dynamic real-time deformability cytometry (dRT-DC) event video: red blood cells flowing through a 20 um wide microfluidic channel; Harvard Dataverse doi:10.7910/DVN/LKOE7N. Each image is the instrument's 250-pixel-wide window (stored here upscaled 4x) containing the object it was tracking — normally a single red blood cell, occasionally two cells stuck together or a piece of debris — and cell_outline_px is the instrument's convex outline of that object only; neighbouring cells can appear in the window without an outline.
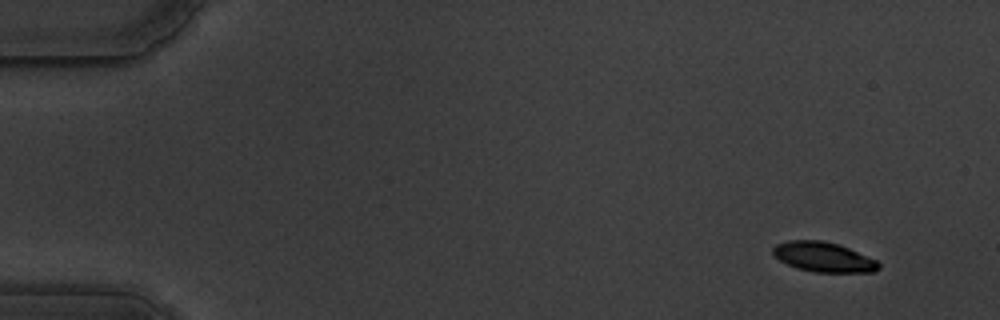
{"species": "common noctule bat (a hibernating species)", "species_latin": "Nyctalus noctula", "temperature_condition": "warm", "stored_images_in_passage": 55, "camera_frame_rate_fps": 3000, "um_per_image_px": 0.085, "animal": {"sex": "male", "body_mass_g": 19.5, "forearm_length_mm": 54.6}, "frame": {"image": 1, "passage_image": 1, "time_ms": 0.0, "image_size_px": [1000, 320], "cell_outline_px": [[880, 268], [872, 272], [812, 272], [796, 268], [780, 260], [772, 252], [772, 248], [776, 244], [788, 240], [824, 240], [840, 244], [876, 260], [880, 264]], "centroid_in_image_um": [69.99, 21.84], "position_along_channel_um": 15.0, "area_um2": 18.44}}
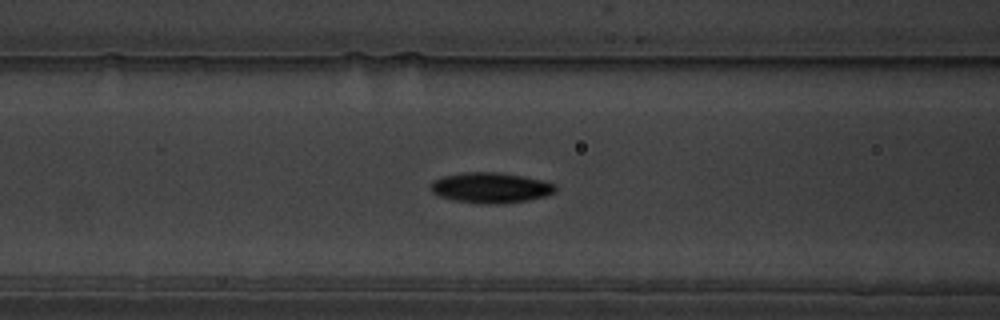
{"frame": {"image": 2, "passage_image": 21, "time_ms": 6.667, "image_size_px": [1000, 320], "cell_outline_px": [[556, 192], [548, 196], [528, 200], [492, 204], [488, 204], [456, 200], [440, 196], [432, 192], [432, 184], [436, 180], [444, 176], [460, 172], [496, 172], [524, 176], [544, 180], [556, 184]], "centroid_in_image_um": [41.79, 15.94], "position_along_channel_um": 124.8, "area_um2": 21.96}}
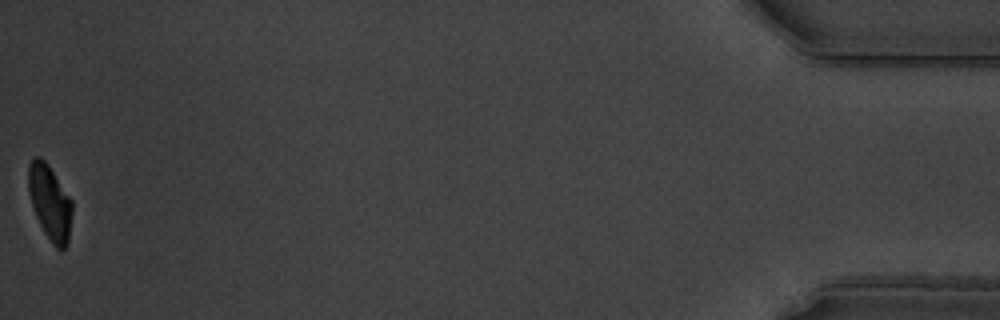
{"frame": {"image": 3, "passage_image": 55, "time_ms": 18.0, "image_size_px": [1000, 320], "cell_outline_px": [[72, 212], [68, 244], [64, 248], [56, 248], [52, 244], [44, 232], [36, 216], [28, 192], [28, 164], [36, 156], [40, 156], [48, 164], [72, 200]], "centroid_in_image_um": [4.24, 17.19], "position_along_channel_um": 431.0, "area_um2": 19.07}, "authors_computed_cell_mechanics": {"area_um2": 20.519, "velocity_mm_per_s": 3.5042, "shape_relaxation_time_tau1_ms": 3.0682, "shape_relaxation_time_tau2_ms": 4.9494, "deformation_change_tau1": 0.1412, "deformation_change_tau2": 0.0792}}